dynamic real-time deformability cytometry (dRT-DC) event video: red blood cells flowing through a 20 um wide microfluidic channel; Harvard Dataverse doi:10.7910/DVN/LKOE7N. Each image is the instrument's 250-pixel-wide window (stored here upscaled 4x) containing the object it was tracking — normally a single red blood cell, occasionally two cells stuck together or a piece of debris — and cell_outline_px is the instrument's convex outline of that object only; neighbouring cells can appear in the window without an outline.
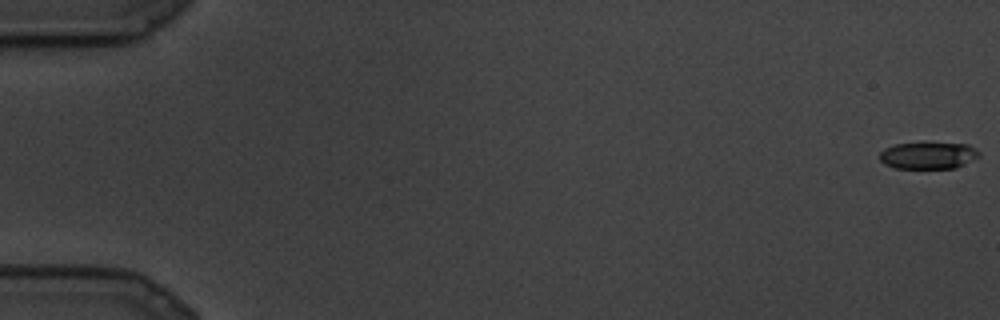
{"species": "common noctule bat (a hibernating species)", "species_latin": "Nyctalus noctula", "temperature_condition": "cold", "stored_images_in_passage": 14, "camera_frame_rate_fps": 3000, "um_per_image_px": 0.085, "animal": {"sex": "male", "body_mass_g": 19.5, "forearm_length_mm": 54.6}, "frame": {"image": 1, "passage_image": 1, "time_ms": 0.0, "image_size_px": [1000, 320], "cell_outline_px": [[980, 156], [956, 168], [896, 168], [884, 164], [880, 160], [880, 152], [884, 148], [896, 144], [968, 144], [976, 148], [980, 152]], "centroid_in_image_um": [78.91, 13.23], "position_along_channel_um": 6.1, "area_um2": 15.32}}
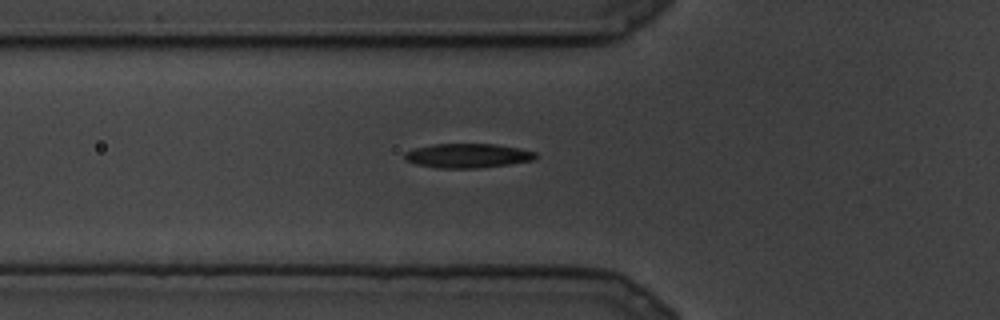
{"frame": {"image": 2, "passage_image": 10, "time_ms": 3.0, "image_size_px": [1000, 320], "cell_outline_px": [[536, 156], [532, 160], [508, 164], [480, 168], [436, 168], [416, 164], [404, 160], [404, 152], [412, 148], [432, 144], [496, 144], [520, 148], [536, 152]], "centroid_in_image_um": [39.69, 13.23], "position_along_channel_um": 86.1, "area_um2": 18.67}}
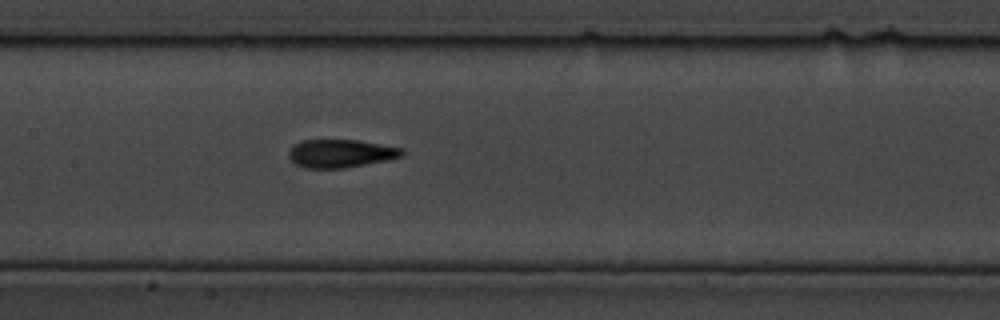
{"frame": {"image": 3, "passage_image": 14, "time_ms": 4.333, "image_size_px": [1000, 320], "cell_outline_px": [[404, 156], [388, 160], [344, 168], [304, 168], [296, 164], [288, 156], [288, 152], [292, 144], [304, 140], [356, 140], [404, 148]], "centroid_in_image_um": [28.96, 13.04], "position_along_channel_um": 178.4, "area_um2": 18.67}}